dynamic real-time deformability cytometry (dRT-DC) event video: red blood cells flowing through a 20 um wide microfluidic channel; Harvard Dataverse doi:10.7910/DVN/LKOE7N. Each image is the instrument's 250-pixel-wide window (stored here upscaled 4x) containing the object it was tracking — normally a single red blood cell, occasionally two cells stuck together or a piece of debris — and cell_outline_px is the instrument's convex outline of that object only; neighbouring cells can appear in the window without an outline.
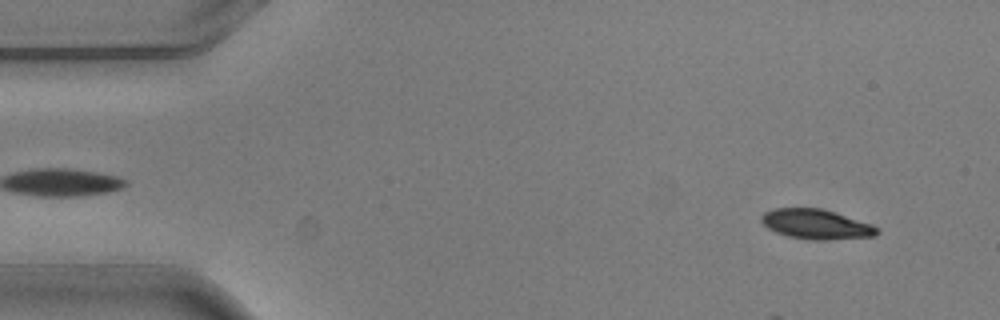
{"species": "common noctule bat (a hibernating species)", "species_latin": "Nyctalus noctula", "temperature_condition": "warm", "stored_images_in_passage": 5, "camera_frame_rate_fps": 3000, "um_per_image_px": 0.085, "animal": {"sex": "male", "body_mass_g": 20.5, "forearm_length_mm": 52.5}, "frame": {"image": 1, "passage_image": 1, "time_ms": 0.0, "image_size_px": [1000, 320], "cell_outline_px": [[880, 232], [876, 236], [824, 240], [812, 240], [788, 236], [776, 232], [768, 228], [760, 220], [760, 216], [764, 212], [772, 208], [820, 208], [872, 224], [880, 228]], "centroid_in_image_um": [69.37, 19.06], "position_along_channel_um": 15.6, "area_um2": 20.11}}
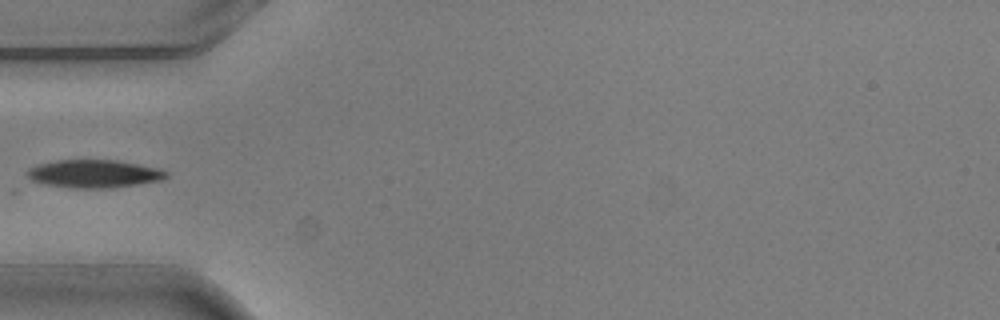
{"frame": {"image": 2, "passage_image": 4, "time_ms": 1.0, "image_size_px": [1000, 320], "cell_outline_px": [[168, 176], [160, 180], [112, 188], [72, 188], [48, 184], [32, 180], [24, 172], [28, 168], [36, 164], [56, 160], [116, 160], [156, 168], [168, 172]], "centroid_in_image_um": [7.94, 14.76], "position_along_channel_um": 77.1, "area_um2": 22.48}}